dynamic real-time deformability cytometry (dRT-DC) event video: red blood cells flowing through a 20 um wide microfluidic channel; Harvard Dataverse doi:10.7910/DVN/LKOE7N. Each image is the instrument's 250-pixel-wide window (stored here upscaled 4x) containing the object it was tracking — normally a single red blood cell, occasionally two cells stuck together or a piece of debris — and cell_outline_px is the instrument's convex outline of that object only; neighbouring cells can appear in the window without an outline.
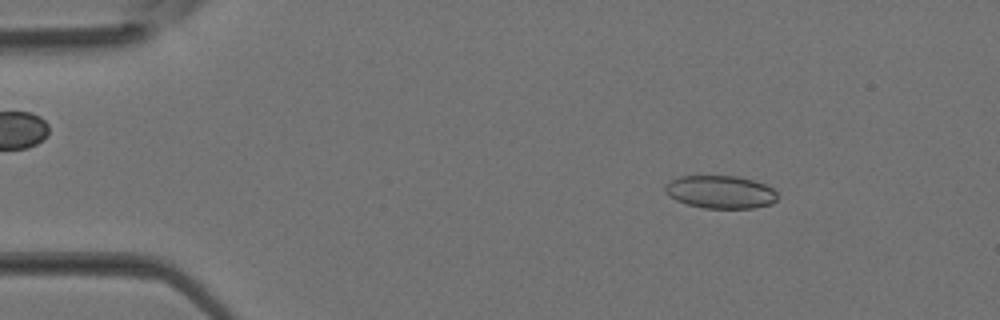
{"species": "Egyptian fruit bat (a non-hibernating species)", "species_latin": "Rousettus aegyptiacus", "temperature_condition": "room temperature", "stored_images_in_passage": 37, "camera_frame_rate_fps": 3000, "um_per_image_px": 0.085, "animal": {"sex": "female"}, "frame": {"image": 1, "passage_image": 5, "time_ms": 1.333, "image_size_px": [1000, 320], "cell_outline_px": [[776, 200], [772, 204], [752, 208], [704, 208], [688, 204], [676, 200], [668, 196], [664, 188], [664, 184], [680, 176], [740, 176], [764, 184], [772, 188], [776, 192]], "centroid_in_image_um": [61.22, 16.32], "position_along_channel_um": 23.8, "area_um2": 21.5}}
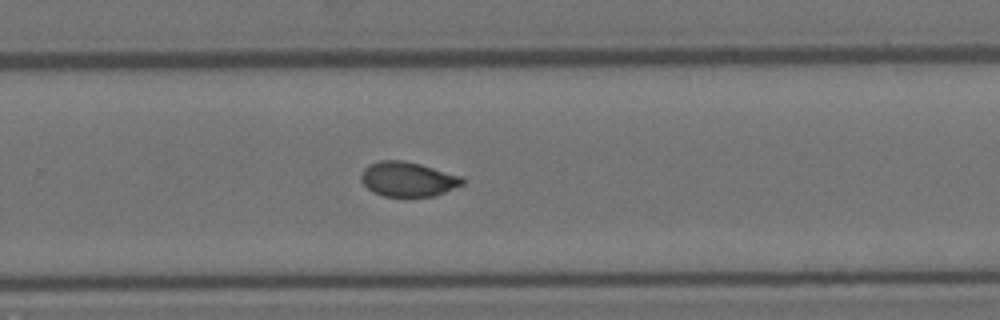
{"frame": {"image": 2, "passage_image": 24, "time_ms": 7.667, "image_size_px": [1000, 320], "cell_outline_px": [[464, 184], [436, 196], [384, 196], [372, 192], [360, 180], [360, 176], [364, 168], [368, 164], [380, 160], [404, 160], [420, 164], [464, 176]], "centroid_in_image_um": [34.68, 15.22], "position_along_channel_um": 295.1, "area_um2": 20.69}}
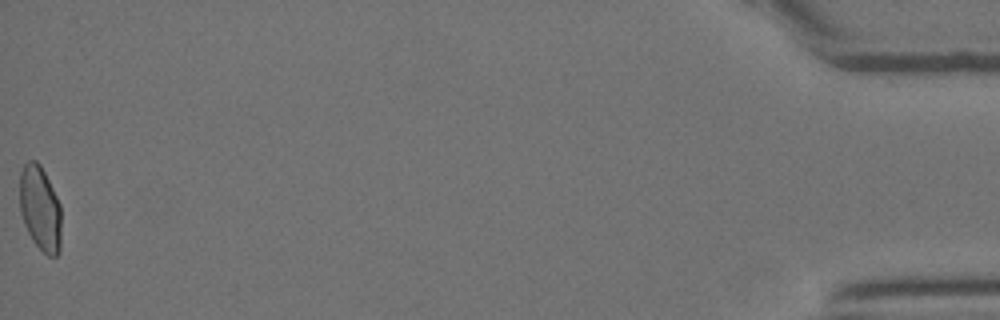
{"frame": {"image": 3, "passage_image": 37, "time_ms": 12.0, "image_size_px": [1000, 320], "cell_outline_px": [[60, 252], [56, 256], [48, 256], [32, 240], [24, 224], [20, 212], [20, 172], [24, 164], [28, 160], [36, 160], [40, 164], [60, 204]], "centroid_in_image_um": [3.4, 17.71], "position_along_channel_um": 431.8, "area_um2": 20.46}}